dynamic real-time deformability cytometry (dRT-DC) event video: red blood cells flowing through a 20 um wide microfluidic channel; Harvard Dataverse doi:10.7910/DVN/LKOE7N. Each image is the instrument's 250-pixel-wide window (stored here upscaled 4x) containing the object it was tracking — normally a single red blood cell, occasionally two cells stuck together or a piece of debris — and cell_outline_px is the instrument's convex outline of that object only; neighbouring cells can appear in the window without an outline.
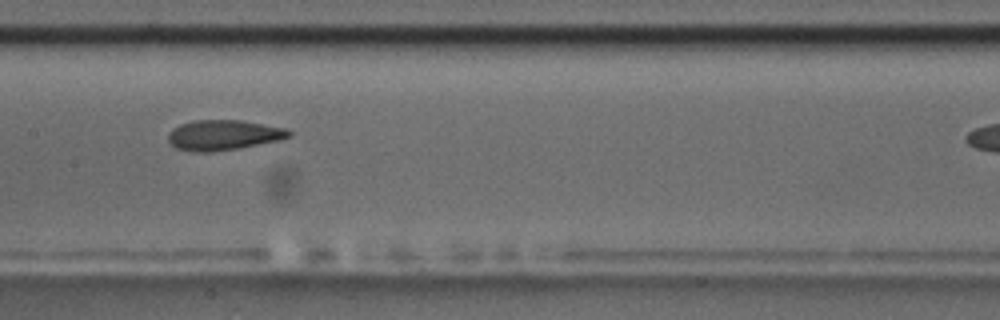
{"species": "common noctule bat (a hibernating species)", "species_latin": "Nyctalus noctula", "temperature_condition": "room temperature", "stored_images_in_passage": 8, "camera_frame_rate_fps": 3000, "um_per_image_px": 0.085, "animal": {"sex": "male", "body_mass_g": 17.5, "forearm_length_mm": 52.3}, "frame": {"image": 1, "passage_image": 6, "time_ms": 6.667, "image_size_px": [1000, 320], "cell_outline_px": [[292, 136], [280, 140], [240, 148], [212, 152], [196, 152], [176, 148], [168, 140], [168, 132], [172, 128], [180, 124], [192, 120], [240, 120], [284, 128], [292, 132]], "centroid_in_image_um": [18.97, 11.48], "position_along_channel_um": 188.4, "area_um2": 21.33}}
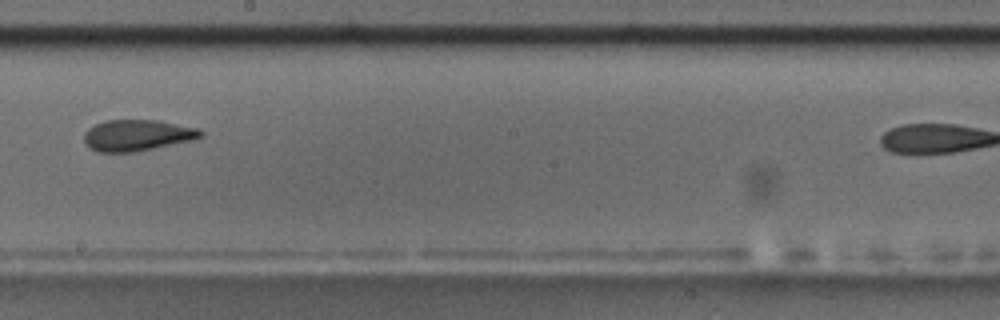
{"frame": {"image": 2, "passage_image": 7, "time_ms": 8.0, "image_size_px": [1000, 320], "cell_outline_px": [[204, 136], [192, 140], [136, 152], [96, 152], [84, 140], [84, 132], [88, 128], [104, 120], [156, 120], [200, 128], [204, 132]], "centroid_in_image_um": [11.69, 11.49], "position_along_channel_um": 236.5, "area_um2": 21.27}}